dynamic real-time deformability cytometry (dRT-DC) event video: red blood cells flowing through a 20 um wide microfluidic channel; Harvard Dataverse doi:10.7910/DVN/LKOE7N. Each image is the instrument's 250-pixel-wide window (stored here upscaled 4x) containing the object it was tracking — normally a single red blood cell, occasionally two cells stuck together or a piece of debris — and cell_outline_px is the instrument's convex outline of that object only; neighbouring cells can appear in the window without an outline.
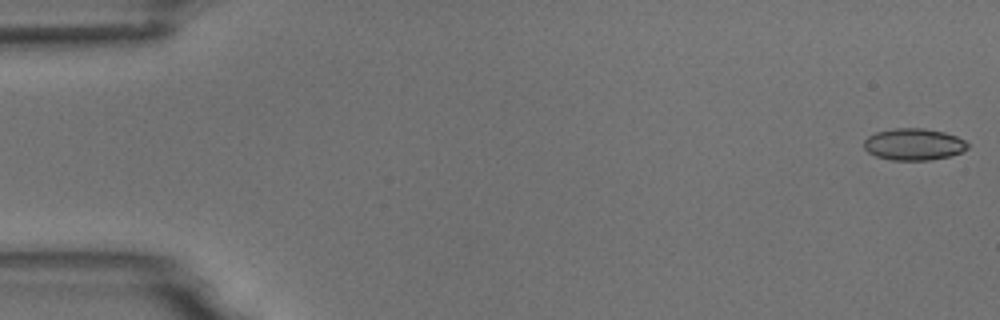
{"species": "common noctule bat (a hibernating species)", "species_latin": "Nyctalus noctula", "temperature_condition": "room temperature", "stored_images_in_passage": 54, "camera_frame_rate_fps": 3000, "um_per_image_px": 0.085, "animal": {"sex": "male", "body_mass_g": 18.8}, "frame": {"image": 1, "passage_image": 1, "time_ms": 0.0, "image_size_px": [1000, 320], "cell_outline_px": [[968, 148], [960, 152], [948, 156], [932, 160], [892, 160], [876, 156], [868, 152], [864, 148], [864, 140], [868, 136], [876, 132], [892, 128], [924, 128], [944, 132], [956, 136], [964, 140], [968, 144]], "centroid_in_image_um": [77.65, 12.26], "position_along_channel_um": 7.4, "area_um2": 19.19}}
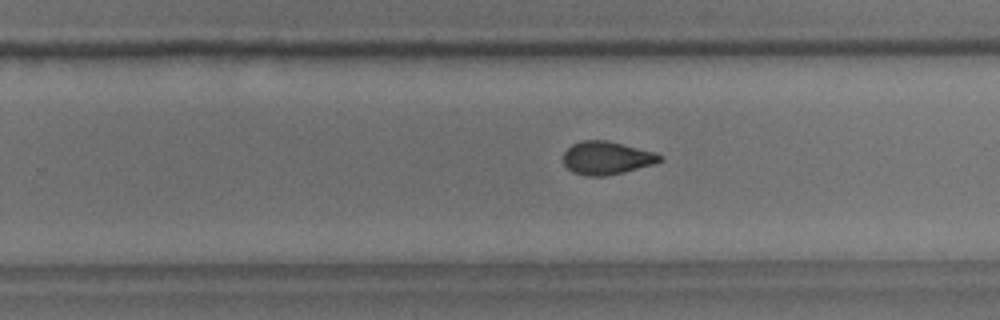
{"frame": {"image": 2, "passage_image": 34, "time_ms": 11.0, "image_size_px": [1000, 320], "cell_outline_px": [[664, 160], [656, 164], [624, 172], [604, 176], [588, 176], [572, 172], [564, 164], [564, 152], [572, 144], [580, 140], [608, 140], [652, 152], [664, 156]], "centroid_in_image_um": [51.58, 13.43], "position_along_channel_um": 278.2, "area_um2": 18.67}}
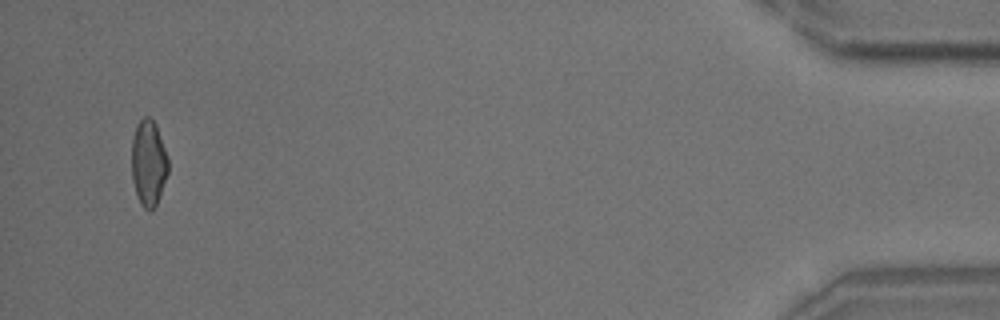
{"frame": {"image": 3, "passage_image": 52, "time_ms": 17.0, "image_size_px": [1000, 320], "cell_outline_px": [[168, 172], [156, 204], [152, 212], [148, 212], [140, 204], [132, 180], [132, 136], [136, 124], [144, 116], [148, 116], [156, 124], [168, 160]], "centroid_in_image_um": [12.6, 13.86], "position_along_channel_um": 422.6, "area_um2": 18.26}, "authors_computed_cell_mechanics": {"area_um2": 18.9295, "velocity_mm_per_s": 3.7458, "shape_relaxation_time_tau1_ms": 9.8655, "shape_relaxation_time_tau2_ms": 1.7238, "deformation_change_tau1": 0.1807, "deformation_change_tau2": 0.0715}}